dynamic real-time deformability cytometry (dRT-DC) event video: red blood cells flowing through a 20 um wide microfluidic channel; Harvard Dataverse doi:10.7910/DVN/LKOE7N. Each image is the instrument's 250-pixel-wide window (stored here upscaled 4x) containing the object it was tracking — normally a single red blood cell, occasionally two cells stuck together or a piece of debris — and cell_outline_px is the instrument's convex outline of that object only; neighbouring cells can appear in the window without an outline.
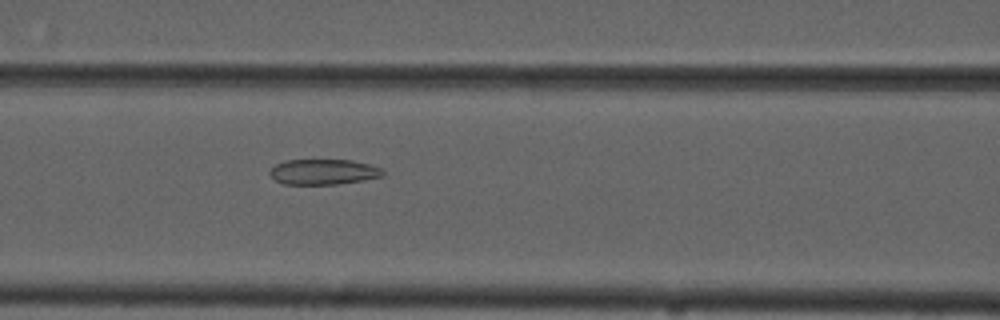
{"species": "common noctule bat (a hibernating species)", "species_latin": "Nyctalus noctula", "temperature_condition": "cold", "stored_images_in_passage": 54, "camera_frame_rate_fps": 3000, "um_per_image_px": 0.085, "animal": {"sex": "male", "forearm_length_mm": 52.5}, "frame": {"image": 1, "passage_image": 23, "time_ms": 7.333, "image_size_px": [1000, 320], "cell_outline_px": [[384, 176], [364, 180], [336, 184], [284, 184], [276, 180], [268, 172], [276, 164], [284, 160], [352, 160], [368, 164], [380, 168], [384, 172]], "centroid_in_image_um": [27.49, 14.61], "position_along_channel_um": 139.1, "area_um2": 16.65}}
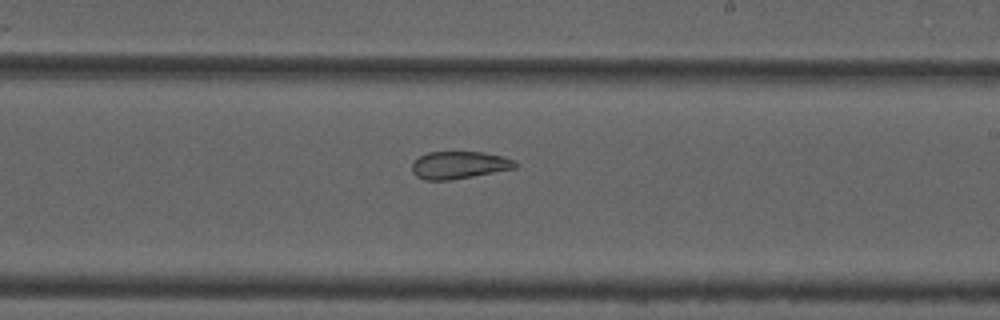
{"frame": {"image": 2, "passage_image": 32, "time_ms": 10.333, "image_size_px": [1000, 320], "cell_outline_px": [[516, 168], [472, 176], [448, 180], [424, 180], [416, 176], [412, 172], [412, 160], [428, 152], [484, 152], [516, 160]], "centroid_in_image_um": [38.98, 14.02], "position_along_channel_um": 250.0, "area_um2": 16.47}}
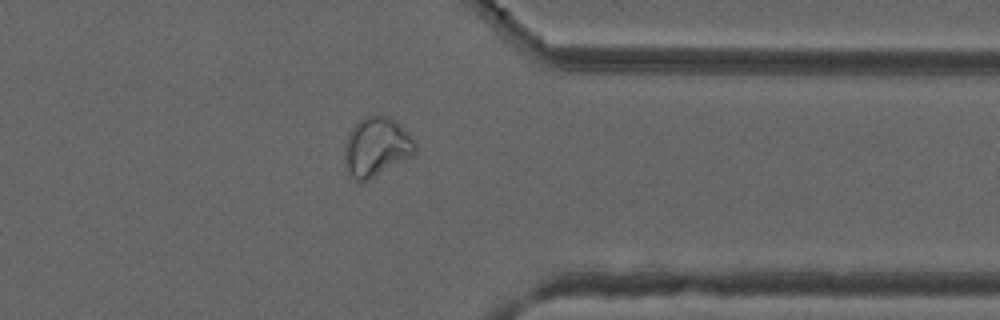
{"frame": {"image": 3, "passage_image": 43, "time_ms": 14.0, "image_size_px": [1000, 320], "cell_outline_px": [[416, 152], [368, 180], [356, 180], [348, 172], [344, 164], [344, 144], [348, 132], [364, 116], [392, 116], [412, 136], [416, 144]], "centroid_in_image_um": [31.98, 12.45], "position_along_channel_um": 379.4, "area_um2": 24.16}, "authors_computed_cell_mechanics": {"area_um2": 22.9755, "velocity_mm_per_s": 3.7088, "shape_relaxation_time_tau1_ms": null, "shape_relaxation_time_tau2_ms": 2.292, "deformation_change_tau1": null, "deformation_change_tau2": 0.0811}}